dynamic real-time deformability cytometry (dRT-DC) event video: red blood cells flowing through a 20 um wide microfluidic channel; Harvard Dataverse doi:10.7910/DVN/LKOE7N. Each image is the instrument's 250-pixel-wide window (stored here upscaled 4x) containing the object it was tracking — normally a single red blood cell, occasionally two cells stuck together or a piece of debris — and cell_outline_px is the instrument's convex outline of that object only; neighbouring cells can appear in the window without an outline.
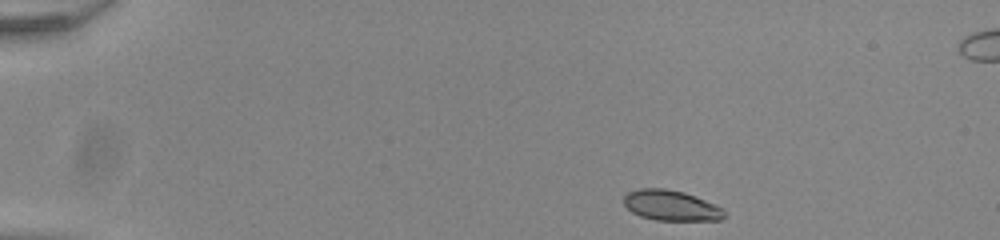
{"species": "common noctule bat (a hibernating species)", "species_latin": "Nyctalus noctula", "temperature_condition": "room temperature", "stored_images_in_passage": 46, "camera_frame_rate_fps": 3000, "um_per_image_px": 0.085, "animal": {"sex": "male", "body_mass_g": 20.0, "forearm_length_mm": 53.3}, "frame": {"image": 1, "passage_image": 1, "time_ms": 0.0, "image_size_px": [1000, 240], "cell_outline_px": [[728, 216], [720, 220], [656, 220], [640, 216], [632, 212], [624, 204], [624, 196], [628, 192], [640, 188], [664, 188], [684, 192], [716, 204], [724, 208], [728, 212]], "centroid_in_image_um": [57.1, 17.47], "position_along_channel_um": 27.9, "area_um2": 18.03}}
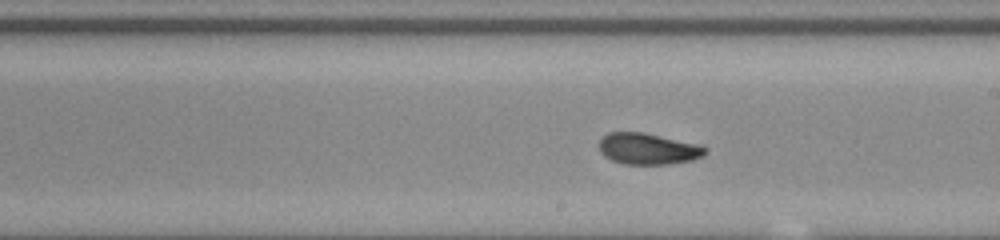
{"frame": {"image": 2, "passage_image": 24, "time_ms": 7.667, "image_size_px": [1000, 240], "cell_outline_px": [[708, 152], [704, 156], [692, 160], [668, 164], [624, 164], [612, 160], [604, 156], [600, 152], [600, 140], [608, 132], [644, 132], [700, 144], [708, 148]], "centroid_in_image_um": [55.13, 12.64], "position_along_channel_um": 233.9, "area_um2": 19.54}}
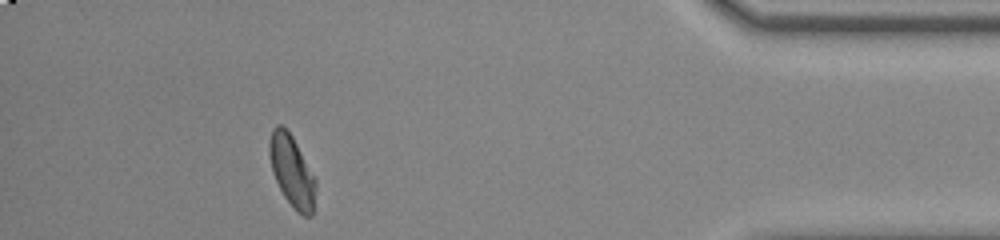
{"frame": {"image": 3, "passage_image": 41, "time_ms": 13.333, "image_size_px": [1000, 240], "cell_outline_px": [[316, 188], [312, 216], [304, 216], [296, 212], [284, 196], [272, 172], [268, 152], [268, 144], [272, 128], [276, 124], [280, 124], [292, 136], [316, 180]], "centroid_in_image_um": [24.79, 14.56], "position_along_channel_um": 410.4, "area_um2": 19.19}, "authors_computed_cell_mechanics": {"area_um2": 19.2763, "velocity_mm_per_s": 3.8847, "shape_relaxation_time_tau1_ms": 4.8913, "shape_relaxation_time_tau2_ms": 0.9142, "deformation_change_tau1": 0.1307, "deformation_change_tau2": 0.0471}}